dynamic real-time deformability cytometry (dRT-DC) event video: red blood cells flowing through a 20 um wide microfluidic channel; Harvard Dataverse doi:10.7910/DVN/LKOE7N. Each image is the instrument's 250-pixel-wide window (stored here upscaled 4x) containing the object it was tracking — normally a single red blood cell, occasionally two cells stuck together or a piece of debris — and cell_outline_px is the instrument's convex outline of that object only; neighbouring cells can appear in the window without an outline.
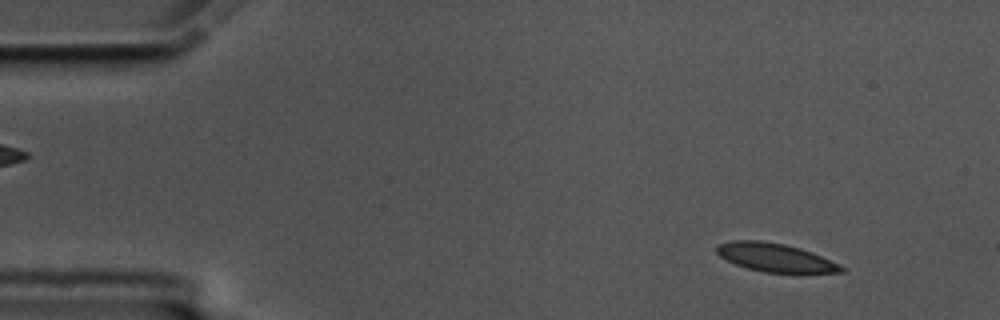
{"species": "common noctule bat (a hibernating species)", "species_latin": "Nyctalus noctula", "temperature_condition": "cold", "stored_images_in_passage": 57, "segment_of_instrument_passage": [1, 2], "camera_frame_rate_fps": 3000, "um_per_image_px": 0.085, "animal": {"sex": "male", "body_mass_g": 17.5, "forearm_length_mm": 52.3}, "frame": {"image": 1, "passage_image": 5, "time_ms": 1.333, "image_size_px": [1000, 320], "cell_outline_px": [[844, 272], [764, 272], [748, 268], [736, 264], [720, 256], [716, 252], [716, 244], [732, 240], [760, 240], [784, 244], [800, 248], [812, 252], [840, 264], [844, 268]], "centroid_in_image_um": [65.86, 21.87], "position_along_channel_um": 19.1, "area_um2": 20.4}}
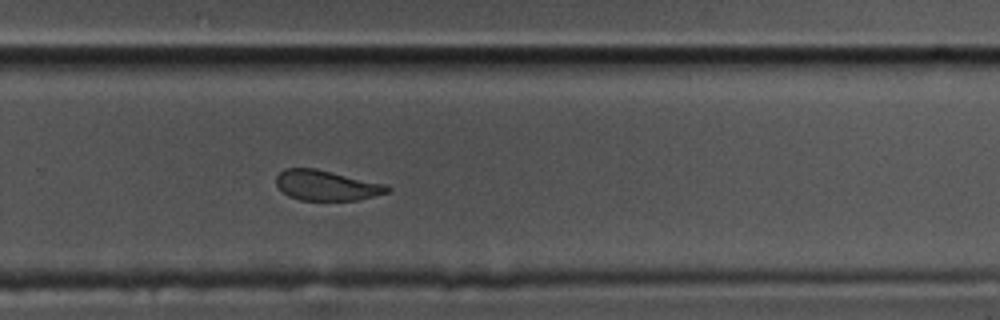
{"frame": {"image": 2, "passage_image": 37, "time_ms": 12.0, "image_size_px": [1000, 320], "cell_outline_px": [[392, 188], [388, 192], [360, 200], [300, 200], [288, 196], [276, 184], [276, 176], [284, 168], [316, 168], [388, 184]], "centroid_in_image_um": [27.79, 15.75], "position_along_channel_um": 302.0, "area_um2": 19.77}}
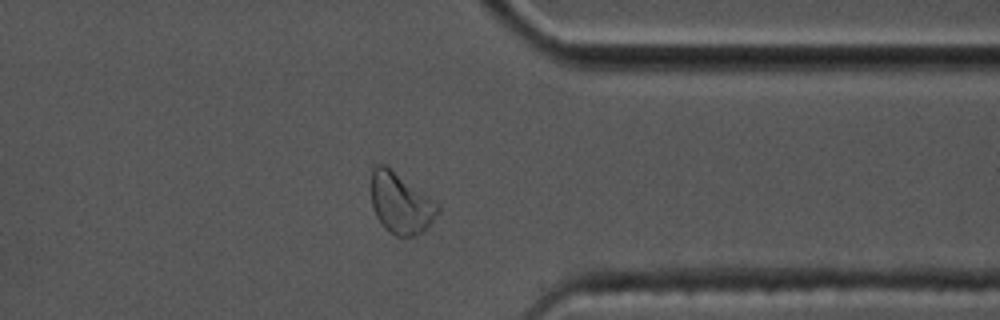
{"frame": {"image": 3, "passage_image": 44, "time_ms": 14.333, "image_size_px": [1000, 320], "cell_outline_px": [[440, 212], [432, 224], [416, 236], [396, 236], [384, 228], [376, 216], [372, 208], [372, 164], [384, 164], [440, 204]], "centroid_in_image_um": [34.08, 17.29], "position_along_channel_um": 377.3, "area_um2": 23.7}}